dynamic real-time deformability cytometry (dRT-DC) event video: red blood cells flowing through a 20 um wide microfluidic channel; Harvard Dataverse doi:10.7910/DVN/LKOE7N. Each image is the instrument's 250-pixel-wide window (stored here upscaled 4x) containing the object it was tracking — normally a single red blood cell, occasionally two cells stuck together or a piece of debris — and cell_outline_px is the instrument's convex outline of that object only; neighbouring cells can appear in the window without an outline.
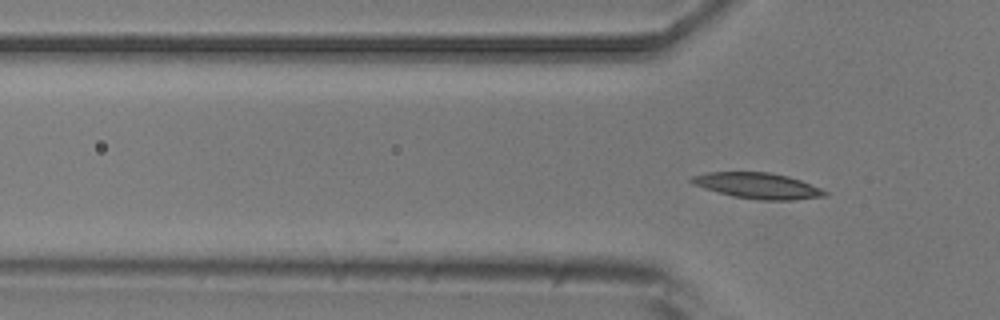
{"species": "common noctule bat (a hibernating species)", "species_latin": "Nyctalus noctula", "temperature_condition": "room temperature", "stored_images_in_passage": 5, "camera_frame_rate_fps": 3000, "um_per_image_px": 0.085, "animal": {"sex": "male", "body_mass_g": 20.5, "forearm_length_mm": 52.5}, "frame": {"image": 1, "passage_image": 5, "time_ms": 4.667, "image_size_px": [1000, 320], "cell_outline_px": [[828, 196], [796, 200], [760, 200], [732, 196], [704, 188], [692, 184], [688, 180], [692, 176], [708, 172], [768, 172], [788, 176], [800, 180], [820, 188], [828, 192]], "centroid_in_image_um": [64.41, 15.79], "position_along_channel_um": 61.4, "area_um2": 20.11}}